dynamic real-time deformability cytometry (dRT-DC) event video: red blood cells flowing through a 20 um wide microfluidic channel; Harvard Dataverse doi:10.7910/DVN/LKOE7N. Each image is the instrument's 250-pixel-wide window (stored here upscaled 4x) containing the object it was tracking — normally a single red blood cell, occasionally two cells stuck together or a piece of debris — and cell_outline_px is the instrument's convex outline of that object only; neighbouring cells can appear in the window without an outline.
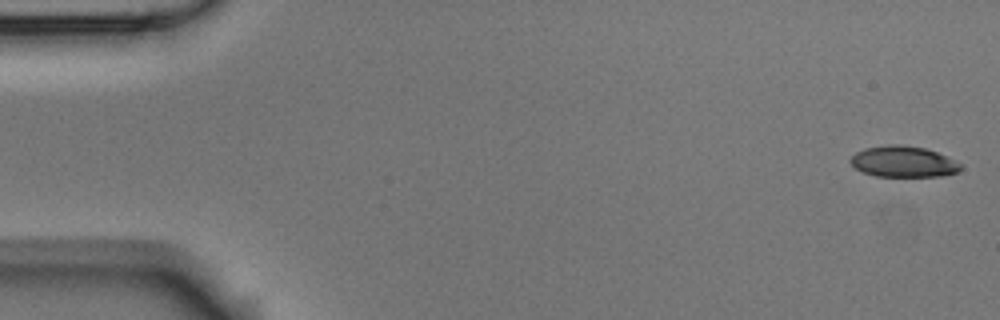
{"species": "Egyptian fruit bat (a non-hibernating species)", "species_latin": "Rousettus aegyptiacus", "temperature_condition": "room temperature", "stored_images_in_passage": 5, "camera_frame_rate_fps": 3000, "um_per_image_px": 0.085, "animal": {"sex": "male"}, "frame": {"image": 1, "passage_image": 1, "time_ms": 0.0, "image_size_px": [1000, 320], "cell_outline_px": [[960, 168], [956, 172], [940, 176], [876, 176], [864, 172], [856, 168], [848, 160], [856, 152], [864, 148], [888, 144], [900, 144], [924, 148], [936, 152], [960, 164]], "centroid_in_image_um": [76.72, 13.73], "position_along_channel_um": 8.3, "area_um2": 19.59}}
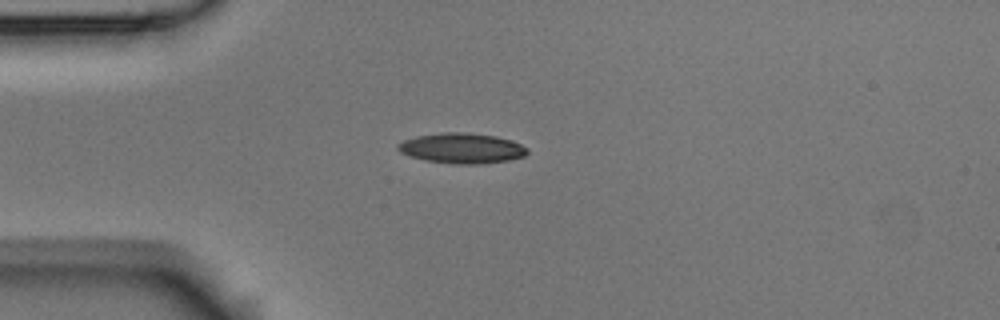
{"frame": {"image": 2, "passage_image": 4, "time_ms": 4.333, "image_size_px": [1000, 320], "cell_outline_px": [[528, 152], [524, 156], [508, 160], [480, 164], [452, 164], [424, 160], [408, 156], [400, 152], [396, 148], [396, 144], [404, 140], [416, 136], [444, 132], [464, 132], [496, 136], [512, 140], [528, 148]], "centroid_in_image_um": [39.23, 12.6], "position_along_channel_um": 45.8, "area_um2": 23.0}}